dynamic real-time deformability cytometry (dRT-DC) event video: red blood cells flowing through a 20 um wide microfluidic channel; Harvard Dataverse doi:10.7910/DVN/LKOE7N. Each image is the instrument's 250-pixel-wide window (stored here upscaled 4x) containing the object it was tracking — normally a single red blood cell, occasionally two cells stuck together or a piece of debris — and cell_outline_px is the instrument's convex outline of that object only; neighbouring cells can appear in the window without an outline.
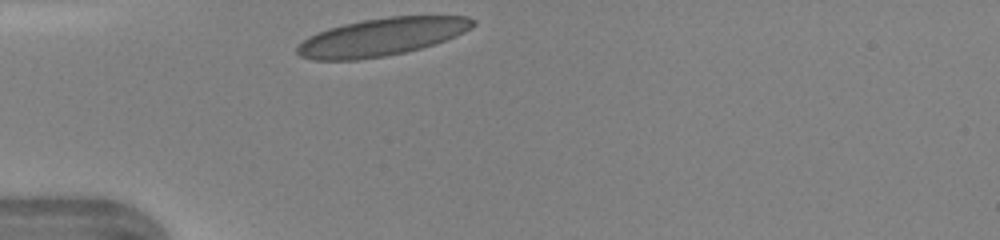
{"species": "human", "species_latin": "Homo sapiens", "temperature_condition": "warm", "stored_images_in_passage": 26, "camera_frame_rate_fps": 3000, "um_per_image_px": 0.085, "donor": {"sex": "female"}, "frame": {"image": 1, "passage_image": 1, "time_ms": 0.0, "image_size_px": [1000, 240], "cell_outline_px": [[476, 24], [472, 28], [456, 36], [420, 48], [404, 52], [384, 56], [356, 60], [312, 60], [300, 56], [296, 52], [296, 48], [308, 36], [316, 32], [328, 28], [344, 24], [364, 20], [388, 16], [468, 16], [476, 20]], "centroid_in_image_um": [32.44, 3.13], "position_along_channel_um": 52.6, "area_um2": 38.55}}
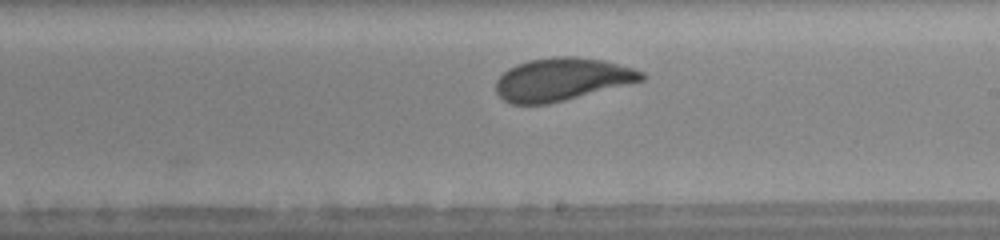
{"frame": {"image": 2, "passage_image": 15, "time_ms": 4.667, "image_size_px": [1000, 240], "cell_outline_px": [[648, 76], [644, 80], [548, 104], [512, 104], [504, 100], [496, 92], [496, 80], [508, 68], [516, 64], [528, 60], [556, 56], [576, 56], [604, 60], [632, 68], [644, 72]], "centroid_in_image_um": [47.76, 6.73], "position_along_channel_um": 241.2, "area_um2": 36.24}}
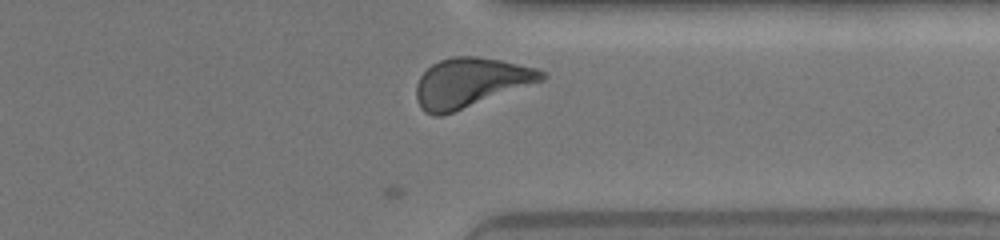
{"frame": {"image": 3, "passage_image": 24, "time_ms": 7.667, "image_size_px": [1000, 240], "cell_outline_px": [[548, 76], [544, 80], [452, 112], [440, 116], [436, 116], [424, 112], [420, 108], [416, 100], [416, 84], [420, 76], [432, 64], [440, 60], [452, 56], [476, 56], [500, 60], [540, 68], [548, 72]], "centroid_in_image_um": [40.0, 7.0], "position_along_channel_um": 371.4, "area_um2": 36.07}, "authors_computed_cell_mechanics": {"area_um2": 36.2695, "velocity_mm_per_s": 4.3399, "shape_relaxation_time_tau1_ms": 4.41, "shape_relaxation_time_tau2_ms": null, "deformation_change_tau1": 0.1545, "deformation_change_tau2": null}}